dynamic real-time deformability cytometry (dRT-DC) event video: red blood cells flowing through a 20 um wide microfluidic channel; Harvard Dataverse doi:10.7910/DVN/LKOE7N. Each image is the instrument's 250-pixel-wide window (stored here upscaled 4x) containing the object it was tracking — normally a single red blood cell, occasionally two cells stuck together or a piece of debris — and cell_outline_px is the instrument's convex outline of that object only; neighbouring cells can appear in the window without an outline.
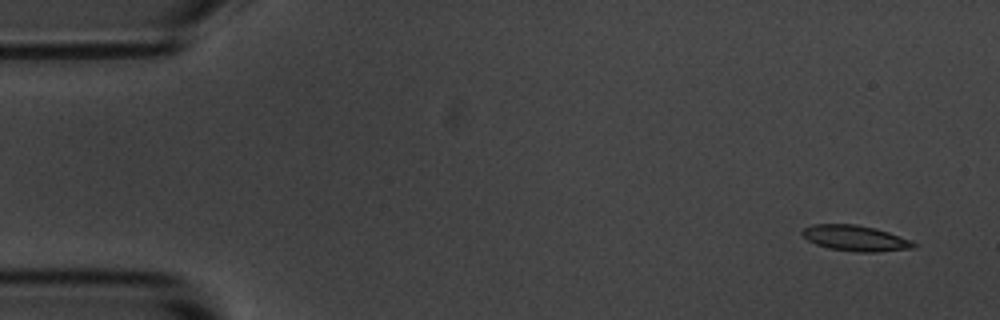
{"species": "common noctule bat (a hibernating species)", "species_latin": "Nyctalus noctula", "temperature_condition": "room temperature", "stored_images_in_passage": 9, "camera_frame_rate_fps": 3000, "um_per_image_px": 0.085, "animal": {"sex": "male", "body_mass_g": 20.1, "forearm_length_mm": 53.5}, "frame": {"image": 1, "passage_image": 1, "time_ms": 0.0, "image_size_px": [1000, 320], "cell_outline_px": [[916, 248], [876, 252], [860, 252], [828, 248], [816, 244], [808, 240], [800, 232], [804, 228], [812, 224], [856, 224], [876, 228], [888, 232], [908, 240], [916, 244]], "centroid_in_image_um": [72.68, 20.24], "position_along_channel_um": 12.3, "area_um2": 16.53}}
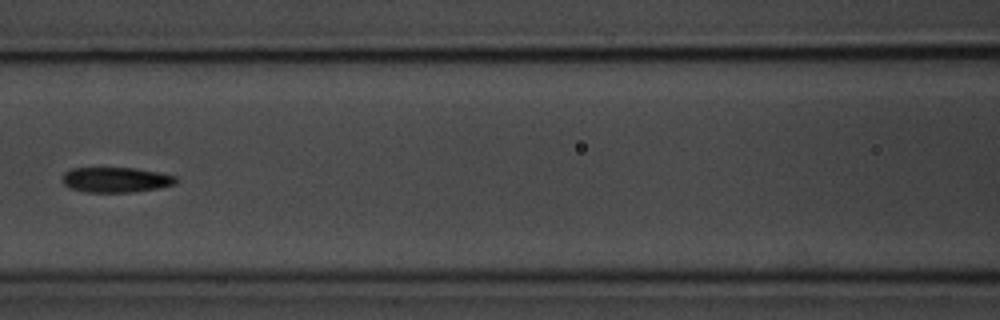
{"frame": {"image": 2, "passage_image": 7, "time_ms": 7.0, "image_size_px": [1000, 320], "cell_outline_px": [[180, 180], [176, 184], [160, 188], [132, 192], [84, 192], [68, 188], [60, 180], [60, 176], [64, 172], [72, 168], [136, 168], [160, 172], [176, 176]], "centroid_in_image_um": [9.84, 15.28], "position_along_channel_um": 156.8, "area_um2": 17.11}}
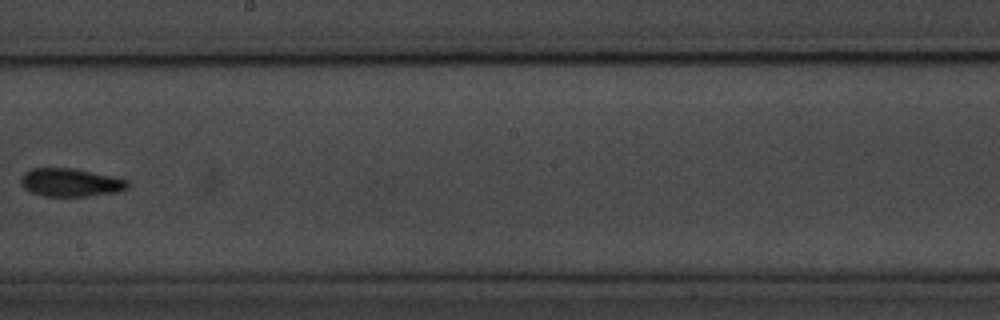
{"frame": {"image": 3, "passage_image": 9, "time_ms": 9.333, "image_size_px": [1000, 320], "cell_outline_px": [[128, 188], [120, 192], [88, 196], [44, 196], [32, 192], [24, 188], [20, 184], [20, 180], [24, 172], [32, 168], [72, 168], [112, 176], [128, 180]], "centroid_in_image_um": [6.0, 15.51], "position_along_channel_um": 242.2, "area_um2": 17.57}}